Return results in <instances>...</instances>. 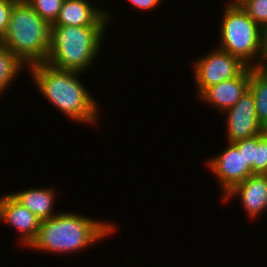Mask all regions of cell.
<instances>
[{"label": "cell", "mask_w": 267, "mask_h": 267, "mask_svg": "<svg viewBox=\"0 0 267 267\" xmlns=\"http://www.w3.org/2000/svg\"><path fill=\"white\" fill-rule=\"evenodd\" d=\"M29 70L39 92L60 112L76 122L97 123L96 100L77 79L82 72L56 69L46 62L30 65Z\"/></svg>", "instance_id": "1"}, {"label": "cell", "mask_w": 267, "mask_h": 267, "mask_svg": "<svg viewBox=\"0 0 267 267\" xmlns=\"http://www.w3.org/2000/svg\"><path fill=\"white\" fill-rule=\"evenodd\" d=\"M114 225L74 213H57L43 220L28 248L49 253H72L93 245L114 232Z\"/></svg>", "instance_id": "2"}, {"label": "cell", "mask_w": 267, "mask_h": 267, "mask_svg": "<svg viewBox=\"0 0 267 267\" xmlns=\"http://www.w3.org/2000/svg\"><path fill=\"white\" fill-rule=\"evenodd\" d=\"M51 25L43 20L25 0H18L0 44L9 49L27 67L48 58Z\"/></svg>", "instance_id": "3"}, {"label": "cell", "mask_w": 267, "mask_h": 267, "mask_svg": "<svg viewBox=\"0 0 267 267\" xmlns=\"http://www.w3.org/2000/svg\"><path fill=\"white\" fill-rule=\"evenodd\" d=\"M106 26H51L46 63L82 72L97 58Z\"/></svg>", "instance_id": "4"}, {"label": "cell", "mask_w": 267, "mask_h": 267, "mask_svg": "<svg viewBox=\"0 0 267 267\" xmlns=\"http://www.w3.org/2000/svg\"><path fill=\"white\" fill-rule=\"evenodd\" d=\"M227 3L220 26L221 46L219 48L253 67L260 56L266 32L246 14L239 4Z\"/></svg>", "instance_id": "5"}, {"label": "cell", "mask_w": 267, "mask_h": 267, "mask_svg": "<svg viewBox=\"0 0 267 267\" xmlns=\"http://www.w3.org/2000/svg\"><path fill=\"white\" fill-rule=\"evenodd\" d=\"M194 66L198 96L210 86L239 76L248 67L240 58L220 48H216L211 54L207 53L199 60L197 59Z\"/></svg>", "instance_id": "6"}, {"label": "cell", "mask_w": 267, "mask_h": 267, "mask_svg": "<svg viewBox=\"0 0 267 267\" xmlns=\"http://www.w3.org/2000/svg\"><path fill=\"white\" fill-rule=\"evenodd\" d=\"M224 112L227 114V143L252 138L266 130L258 121L254 97L249 90Z\"/></svg>", "instance_id": "7"}, {"label": "cell", "mask_w": 267, "mask_h": 267, "mask_svg": "<svg viewBox=\"0 0 267 267\" xmlns=\"http://www.w3.org/2000/svg\"><path fill=\"white\" fill-rule=\"evenodd\" d=\"M220 154L207 161V166L219 180L222 194H226L236 184L253 175L251 168L244 162L242 150L232 143Z\"/></svg>", "instance_id": "8"}, {"label": "cell", "mask_w": 267, "mask_h": 267, "mask_svg": "<svg viewBox=\"0 0 267 267\" xmlns=\"http://www.w3.org/2000/svg\"><path fill=\"white\" fill-rule=\"evenodd\" d=\"M0 219L20 232V242L28 247L36 238L41 221L10 193L0 197Z\"/></svg>", "instance_id": "9"}, {"label": "cell", "mask_w": 267, "mask_h": 267, "mask_svg": "<svg viewBox=\"0 0 267 267\" xmlns=\"http://www.w3.org/2000/svg\"><path fill=\"white\" fill-rule=\"evenodd\" d=\"M88 0H64L56 21L51 26H106L110 17Z\"/></svg>", "instance_id": "10"}, {"label": "cell", "mask_w": 267, "mask_h": 267, "mask_svg": "<svg viewBox=\"0 0 267 267\" xmlns=\"http://www.w3.org/2000/svg\"><path fill=\"white\" fill-rule=\"evenodd\" d=\"M235 196H240L249 217H258L267 210V174L250 175L224 194L223 200L228 201Z\"/></svg>", "instance_id": "11"}, {"label": "cell", "mask_w": 267, "mask_h": 267, "mask_svg": "<svg viewBox=\"0 0 267 267\" xmlns=\"http://www.w3.org/2000/svg\"><path fill=\"white\" fill-rule=\"evenodd\" d=\"M250 66L239 76L224 80L206 88L199 96L201 100L215 106L219 111L228 110L243 96L249 88Z\"/></svg>", "instance_id": "12"}, {"label": "cell", "mask_w": 267, "mask_h": 267, "mask_svg": "<svg viewBox=\"0 0 267 267\" xmlns=\"http://www.w3.org/2000/svg\"><path fill=\"white\" fill-rule=\"evenodd\" d=\"M11 195L25 206L31 213L35 214L40 221L52 218L55 191L51 188H30Z\"/></svg>", "instance_id": "13"}, {"label": "cell", "mask_w": 267, "mask_h": 267, "mask_svg": "<svg viewBox=\"0 0 267 267\" xmlns=\"http://www.w3.org/2000/svg\"><path fill=\"white\" fill-rule=\"evenodd\" d=\"M248 90L252 93L258 121L267 130V74L250 67Z\"/></svg>", "instance_id": "14"}, {"label": "cell", "mask_w": 267, "mask_h": 267, "mask_svg": "<svg viewBox=\"0 0 267 267\" xmlns=\"http://www.w3.org/2000/svg\"><path fill=\"white\" fill-rule=\"evenodd\" d=\"M25 65L9 49L0 44V94L11 84Z\"/></svg>", "instance_id": "15"}, {"label": "cell", "mask_w": 267, "mask_h": 267, "mask_svg": "<svg viewBox=\"0 0 267 267\" xmlns=\"http://www.w3.org/2000/svg\"><path fill=\"white\" fill-rule=\"evenodd\" d=\"M47 23L52 25L60 12L64 0H25Z\"/></svg>", "instance_id": "16"}, {"label": "cell", "mask_w": 267, "mask_h": 267, "mask_svg": "<svg viewBox=\"0 0 267 267\" xmlns=\"http://www.w3.org/2000/svg\"><path fill=\"white\" fill-rule=\"evenodd\" d=\"M239 5L256 24L267 32V0H242Z\"/></svg>", "instance_id": "17"}, {"label": "cell", "mask_w": 267, "mask_h": 267, "mask_svg": "<svg viewBox=\"0 0 267 267\" xmlns=\"http://www.w3.org/2000/svg\"><path fill=\"white\" fill-rule=\"evenodd\" d=\"M253 174H267V130L255 136Z\"/></svg>", "instance_id": "18"}, {"label": "cell", "mask_w": 267, "mask_h": 267, "mask_svg": "<svg viewBox=\"0 0 267 267\" xmlns=\"http://www.w3.org/2000/svg\"><path fill=\"white\" fill-rule=\"evenodd\" d=\"M238 150H242L244 162L251 168L253 173V161L255 160V137L239 140L232 143Z\"/></svg>", "instance_id": "19"}, {"label": "cell", "mask_w": 267, "mask_h": 267, "mask_svg": "<svg viewBox=\"0 0 267 267\" xmlns=\"http://www.w3.org/2000/svg\"><path fill=\"white\" fill-rule=\"evenodd\" d=\"M18 0H0V38L4 35L10 21V14Z\"/></svg>", "instance_id": "20"}, {"label": "cell", "mask_w": 267, "mask_h": 267, "mask_svg": "<svg viewBox=\"0 0 267 267\" xmlns=\"http://www.w3.org/2000/svg\"><path fill=\"white\" fill-rule=\"evenodd\" d=\"M259 58L258 62L256 61V64L253 66V68L259 73L267 74V32L263 40Z\"/></svg>", "instance_id": "21"}, {"label": "cell", "mask_w": 267, "mask_h": 267, "mask_svg": "<svg viewBox=\"0 0 267 267\" xmlns=\"http://www.w3.org/2000/svg\"><path fill=\"white\" fill-rule=\"evenodd\" d=\"M161 3V0H129V3L139 10L149 11L156 8Z\"/></svg>", "instance_id": "22"}, {"label": "cell", "mask_w": 267, "mask_h": 267, "mask_svg": "<svg viewBox=\"0 0 267 267\" xmlns=\"http://www.w3.org/2000/svg\"><path fill=\"white\" fill-rule=\"evenodd\" d=\"M242 0H232L230 3L239 4Z\"/></svg>", "instance_id": "23"}]
</instances>
